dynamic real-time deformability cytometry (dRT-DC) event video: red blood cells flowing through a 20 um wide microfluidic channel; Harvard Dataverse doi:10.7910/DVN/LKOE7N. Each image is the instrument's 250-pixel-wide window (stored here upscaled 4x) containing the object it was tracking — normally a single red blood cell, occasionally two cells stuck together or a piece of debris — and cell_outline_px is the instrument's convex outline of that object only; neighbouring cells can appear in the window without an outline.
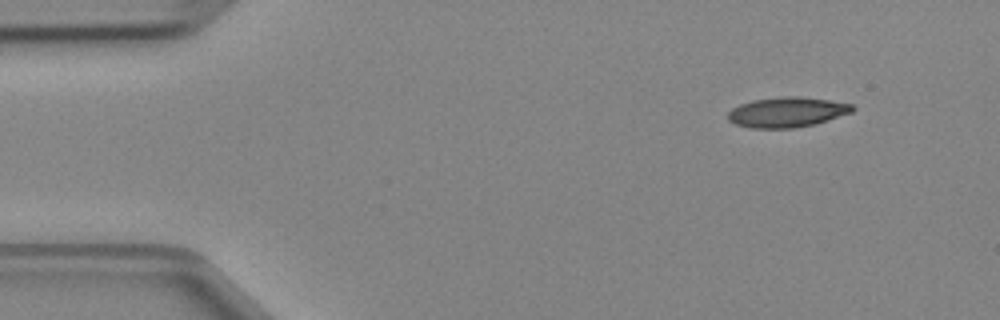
{"species": "Egyptian fruit bat (a non-hibernating species)", "species_latin": "Rousettus aegyptiacus", "temperature_condition": "cold", "stored_images_in_passage": 4, "camera_frame_rate_fps": 3000, "um_per_image_px": 0.085, "animal": {"sex": "female"}, "frame": {"image": 1, "passage_image": 1, "time_ms": 0.0, "image_size_px": [1000, 320], "cell_outline_px": [[856, 108], [852, 112], [816, 124], [792, 128], [752, 128], [736, 124], [728, 120], [728, 112], [732, 108], [740, 104], [752, 100], [784, 96], [800, 96], [828, 100], [852, 104]], "centroid_in_image_um": [66.9, 9.53], "position_along_channel_um": 18.1, "area_um2": 21.85}}
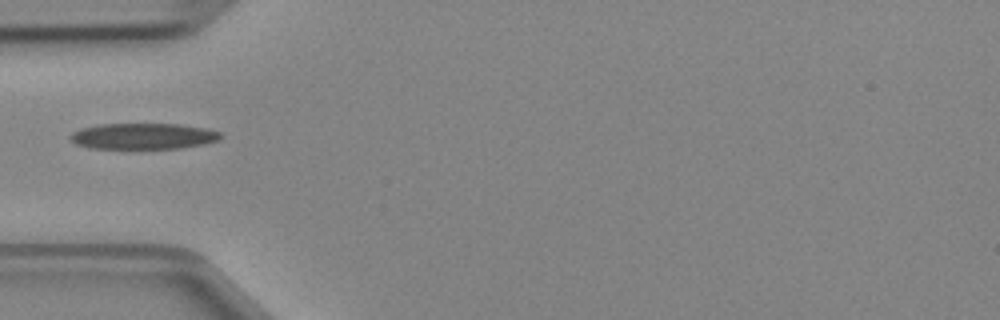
{"frame": {"image": 2, "passage_image": 4, "time_ms": 1.0, "image_size_px": [1000, 320], "cell_outline_px": [[220, 140], [204, 144], [180, 148], [88, 148], [76, 144], [68, 140], [68, 136], [72, 132], [80, 128], [96, 124], [180, 124], [204, 128], [220, 132]], "centroid_in_image_um": [12.1, 11.57], "position_along_channel_um": 72.9, "area_um2": 22.89}}